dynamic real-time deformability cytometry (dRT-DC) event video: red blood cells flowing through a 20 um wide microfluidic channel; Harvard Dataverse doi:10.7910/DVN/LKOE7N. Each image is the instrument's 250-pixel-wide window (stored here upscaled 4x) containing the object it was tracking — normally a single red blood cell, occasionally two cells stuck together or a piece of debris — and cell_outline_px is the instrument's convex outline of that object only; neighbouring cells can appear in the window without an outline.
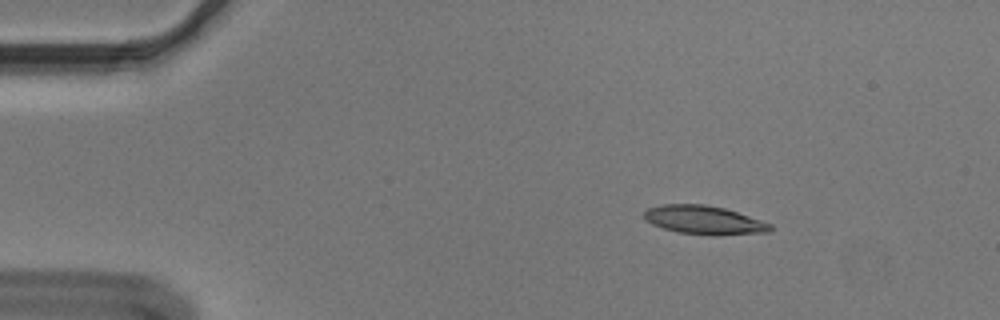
{"species": "Egyptian fruit bat (a non-hibernating species)", "species_latin": "Rousettus aegyptiacus", "temperature_condition": "cold", "stored_images_in_passage": 48, "camera_frame_rate_fps": 3000, "um_per_image_px": 0.085, "animal": {"sex": "male"}, "frame": {"image": 1, "passage_image": 1, "time_ms": 0.0, "image_size_px": [1000, 320], "cell_outline_px": [[772, 228], [768, 232], [720, 236], [712, 236], [680, 232], [664, 228], [652, 224], [644, 220], [644, 212], [648, 208], [660, 204], [704, 204], [724, 208], [772, 224]], "centroid_in_image_um": [59.83, 18.71], "position_along_channel_um": 25.2, "area_um2": 21.1}}
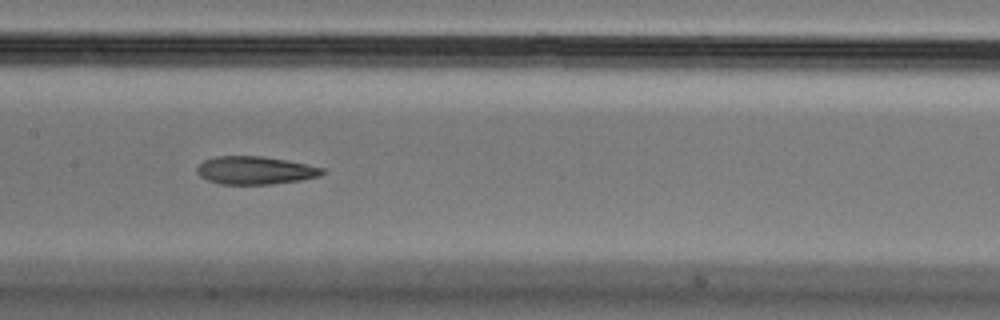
{"frame": {"image": 2, "passage_image": 20, "time_ms": 6.333, "image_size_px": [1000, 320], "cell_outline_px": [[324, 172], [320, 176], [300, 180], [272, 184], [220, 184], [208, 180], [200, 176], [196, 172], [196, 168], [204, 160], [216, 156], [264, 156], [308, 164], [324, 168]], "centroid_in_image_um": [21.69, 14.47], "position_along_channel_um": 185.7, "area_um2": 20.46}}
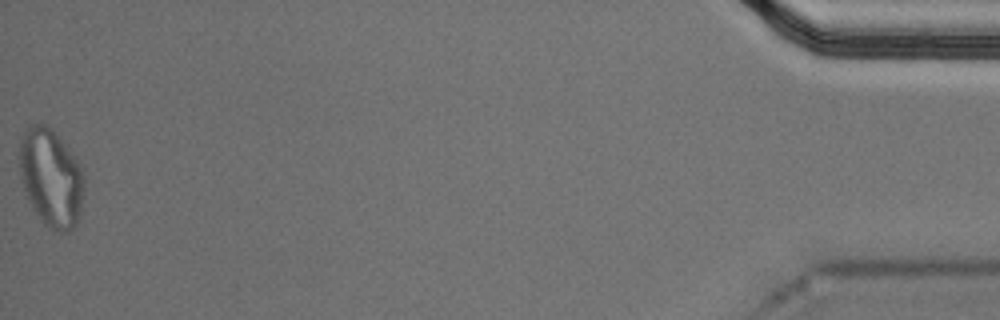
{"frame": {"image": 3, "passage_image": 48, "time_ms": 15.667, "image_size_px": [1000, 320], "cell_outline_px": [[84, 188], [80, 220], [68, 232], [60, 232], [48, 228], [40, 220], [28, 200], [20, 180], [20, 140], [24, 132], [32, 124], [48, 124], [52, 128], [84, 168]], "centroid_in_image_um": [4.36, 15.13], "position_along_channel_um": 430.8, "area_um2": 37.45}, "authors_computed_cell_mechanics": {"area_um2": 21.5305, "velocity_mm_per_s": 3.6288, "shape_relaxation_time_tau1_ms": 5.8105, "shape_relaxation_time_tau2_ms": 4.0925, "deformation_change_tau1": 0.1838, "deformation_change_tau2": 0.1371}}